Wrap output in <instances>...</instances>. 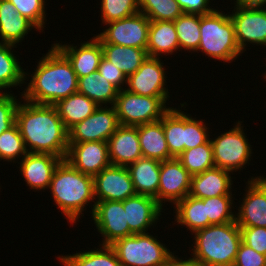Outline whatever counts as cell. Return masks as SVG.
I'll return each mask as SVG.
<instances>
[{
  "mask_svg": "<svg viewBox=\"0 0 266 266\" xmlns=\"http://www.w3.org/2000/svg\"><path fill=\"white\" fill-rule=\"evenodd\" d=\"M139 11L150 21H175L184 13L177 0H139Z\"/></svg>",
  "mask_w": 266,
  "mask_h": 266,
  "instance_id": "cell-36",
  "label": "cell"
},
{
  "mask_svg": "<svg viewBox=\"0 0 266 266\" xmlns=\"http://www.w3.org/2000/svg\"><path fill=\"white\" fill-rule=\"evenodd\" d=\"M177 51L181 50L174 21H150L147 55L161 58L163 54L172 55Z\"/></svg>",
  "mask_w": 266,
  "mask_h": 266,
  "instance_id": "cell-25",
  "label": "cell"
},
{
  "mask_svg": "<svg viewBox=\"0 0 266 266\" xmlns=\"http://www.w3.org/2000/svg\"><path fill=\"white\" fill-rule=\"evenodd\" d=\"M19 14L30 20L39 32L44 31L46 19L45 0H9ZM42 30V31H40Z\"/></svg>",
  "mask_w": 266,
  "mask_h": 266,
  "instance_id": "cell-40",
  "label": "cell"
},
{
  "mask_svg": "<svg viewBox=\"0 0 266 266\" xmlns=\"http://www.w3.org/2000/svg\"><path fill=\"white\" fill-rule=\"evenodd\" d=\"M14 47L17 48L12 44L0 43V93H10L9 91L3 92V89L27 84L25 80L28 79L27 75L31 74L21 67L19 59L17 60L12 51Z\"/></svg>",
  "mask_w": 266,
  "mask_h": 266,
  "instance_id": "cell-31",
  "label": "cell"
},
{
  "mask_svg": "<svg viewBox=\"0 0 266 266\" xmlns=\"http://www.w3.org/2000/svg\"><path fill=\"white\" fill-rule=\"evenodd\" d=\"M161 161L141 157L127 166L137 194L154 197L158 202Z\"/></svg>",
  "mask_w": 266,
  "mask_h": 266,
  "instance_id": "cell-24",
  "label": "cell"
},
{
  "mask_svg": "<svg viewBox=\"0 0 266 266\" xmlns=\"http://www.w3.org/2000/svg\"><path fill=\"white\" fill-rule=\"evenodd\" d=\"M16 98L13 93H0V134L16 123V109L20 103Z\"/></svg>",
  "mask_w": 266,
  "mask_h": 266,
  "instance_id": "cell-42",
  "label": "cell"
},
{
  "mask_svg": "<svg viewBox=\"0 0 266 266\" xmlns=\"http://www.w3.org/2000/svg\"><path fill=\"white\" fill-rule=\"evenodd\" d=\"M226 133L220 134L216 139H211L215 167L227 170L233 174L245 169L252 156V145L246 138L242 122H238Z\"/></svg>",
  "mask_w": 266,
  "mask_h": 266,
  "instance_id": "cell-8",
  "label": "cell"
},
{
  "mask_svg": "<svg viewBox=\"0 0 266 266\" xmlns=\"http://www.w3.org/2000/svg\"><path fill=\"white\" fill-rule=\"evenodd\" d=\"M107 27L96 37L100 43H111L146 49L150 20L141 12L105 24Z\"/></svg>",
  "mask_w": 266,
  "mask_h": 266,
  "instance_id": "cell-9",
  "label": "cell"
},
{
  "mask_svg": "<svg viewBox=\"0 0 266 266\" xmlns=\"http://www.w3.org/2000/svg\"><path fill=\"white\" fill-rule=\"evenodd\" d=\"M242 242L256 252L266 255V228L240 227Z\"/></svg>",
  "mask_w": 266,
  "mask_h": 266,
  "instance_id": "cell-43",
  "label": "cell"
},
{
  "mask_svg": "<svg viewBox=\"0 0 266 266\" xmlns=\"http://www.w3.org/2000/svg\"><path fill=\"white\" fill-rule=\"evenodd\" d=\"M247 185L236 214L237 225L266 228V177L252 176Z\"/></svg>",
  "mask_w": 266,
  "mask_h": 266,
  "instance_id": "cell-16",
  "label": "cell"
},
{
  "mask_svg": "<svg viewBox=\"0 0 266 266\" xmlns=\"http://www.w3.org/2000/svg\"><path fill=\"white\" fill-rule=\"evenodd\" d=\"M191 256L203 266H233L242 242L236 221L195 231ZM194 245V246H193Z\"/></svg>",
  "mask_w": 266,
  "mask_h": 266,
  "instance_id": "cell-4",
  "label": "cell"
},
{
  "mask_svg": "<svg viewBox=\"0 0 266 266\" xmlns=\"http://www.w3.org/2000/svg\"><path fill=\"white\" fill-rule=\"evenodd\" d=\"M119 126L114 106H98L91 115L68 130V143L107 142Z\"/></svg>",
  "mask_w": 266,
  "mask_h": 266,
  "instance_id": "cell-10",
  "label": "cell"
},
{
  "mask_svg": "<svg viewBox=\"0 0 266 266\" xmlns=\"http://www.w3.org/2000/svg\"><path fill=\"white\" fill-rule=\"evenodd\" d=\"M102 24L130 17L139 11V0H101Z\"/></svg>",
  "mask_w": 266,
  "mask_h": 266,
  "instance_id": "cell-39",
  "label": "cell"
},
{
  "mask_svg": "<svg viewBox=\"0 0 266 266\" xmlns=\"http://www.w3.org/2000/svg\"><path fill=\"white\" fill-rule=\"evenodd\" d=\"M63 159L51 154L28 152L22 159L19 168L26 186L37 190L49 188L55 169Z\"/></svg>",
  "mask_w": 266,
  "mask_h": 266,
  "instance_id": "cell-19",
  "label": "cell"
},
{
  "mask_svg": "<svg viewBox=\"0 0 266 266\" xmlns=\"http://www.w3.org/2000/svg\"><path fill=\"white\" fill-rule=\"evenodd\" d=\"M109 158L112 165L128 166L143 157L138 126L120 125L108 139Z\"/></svg>",
  "mask_w": 266,
  "mask_h": 266,
  "instance_id": "cell-21",
  "label": "cell"
},
{
  "mask_svg": "<svg viewBox=\"0 0 266 266\" xmlns=\"http://www.w3.org/2000/svg\"><path fill=\"white\" fill-rule=\"evenodd\" d=\"M138 135L143 157L159 161L174 158L168 150L163 130V118L157 122L138 125Z\"/></svg>",
  "mask_w": 266,
  "mask_h": 266,
  "instance_id": "cell-26",
  "label": "cell"
},
{
  "mask_svg": "<svg viewBox=\"0 0 266 266\" xmlns=\"http://www.w3.org/2000/svg\"><path fill=\"white\" fill-rule=\"evenodd\" d=\"M65 160L78 171L92 177L111 165L108 144L101 141L69 143Z\"/></svg>",
  "mask_w": 266,
  "mask_h": 266,
  "instance_id": "cell-17",
  "label": "cell"
},
{
  "mask_svg": "<svg viewBox=\"0 0 266 266\" xmlns=\"http://www.w3.org/2000/svg\"><path fill=\"white\" fill-rule=\"evenodd\" d=\"M233 266H266V255L241 242Z\"/></svg>",
  "mask_w": 266,
  "mask_h": 266,
  "instance_id": "cell-45",
  "label": "cell"
},
{
  "mask_svg": "<svg viewBox=\"0 0 266 266\" xmlns=\"http://www.w3.org/2000/svg\"><path fill=\"white\" fill-rule=\"evenodd\" d=\"M54 45L68 58L77 78L87 76L98 70L103 57V50L99 39L93 36L89 41L80 43L79 47L73 44L55 43Z\"/></svg>",
  "mask_w": 266,
  "mask_h": 266,
  "instance_id": "cell-20",
  "label": "cell"
},
{
  "mask_svg": "<svg viewBox=\"0 0 266 266\" xmlns=\"http://www.w3.org/2000/svg\"><path fill=\"white\" fill-rule=\"evenodd\" d=\"M101 46L103 56L119 68L126 77L135 73L148 56L146 49L111 43H101Z\"/></svg>",
  "mask_w": 266,
  "mask_h": 266,
  "instance_id": "cell-28",
  "label": "cell"
},
{
  "mask_svg": "<svg viewBox=\"0 0 266 266\" xmlns=\"http://www.w3.org/2000/svg\"><path fill=\"white\" fill-rule=\"evenodd\" d=\"M163 130L170 154L177 158L185 150V113L171 108L163 116Z\"/></svg>",
  "mask_w": 266,
  "mask_h": 266,
  "instance_id": "cell-33",
  "label": "cell"
},
{
  "mask_svg": "<svg viewBox=\"0 0 266 266\" xmlns=\"http://www.w3.org/2000/svg\"><path fill=\"white\" fill-rule=\"evenodd\" d=\"M161 61L160 57L147 56L135 73L127 77L125 89L141 96L170 97L165 87L167 71Z\"/></svg>",
  "mask_w": 266,
  "mask_h": 266,
  "instance_id": "cell-11",
  "label": "cell"
},
{
  "mask_svg": "<svg viewBox=\"0 0 266 266\" xmlns=\"http://www.w3.org/2000/svg\"><path fill=\"white\" fill-rule=\"evenodd\" d=\"M21 97L36 104L55 105L78 92V78L68 58L53 44L43 55Z\"/></svg>",
  "mask_w": 266,
  "mask_h": 266,
  "instance_id": "cell-2",
  "label": "cell"
},
{
  "mask_svg": "<svg viewBox=\"0 0 266 266\" xmlns=\"http://www.w3.org/2000/svg\"><path fill=\"white\" fill-rule=\"evenodd\" d=\"M78 92L87 96L99 106H114L118 89L105 79L97 70L92 74L78 78Z\"/></svg>",
  "mask_w": 266,
  "mask_h": 266,
  "instance_id": "cell-29",
  "label": "cell"
},
{
  "mask_svg": "<svg viewBox=\"0 0 266 266\" xmlns=\"http://www.w3.org/2000/svg\"><path fill=\"white\" fill-rule=\"evenodd\" d=\"M91 217L103 237L102 245H111L118 239L129 236L123 201H96Z\"/></svg>",
  "mask_w": 266,
  "mask_h": 266,
  "instance_id": "cell-14",
  "label": "cell"
},
{
  "mask_svg": "<svg viewBox=\"0 0 266 266\" xmlns=\"http://www.w3.org/2000/svg\"><path fill=\"white\" fill-rule=\"evenodd\" d=\"M177 159L192 176L215 167L210 140L205 144L184 150Z\"/></svg>",
  "mask_w": 266,
  "mask_h": 266,
  "instance_id": "cell-35",
  "label": "cell"
},
{
  "mask_svg": "<svg viewBox=\"0 0 266 266\" xmlns=\"http://www.w3.org/2000/svg\"><path fill=\"white\" fill-rule=\"evenodd\" d=\"M180 49L197 52L200 42V14L183 13L175 21Z\"/></svg>",
  "mask_w": 266,
  "mask_h": 266,
  "instance_id": "cell-34",
  "label": "cell"
},
{
  "mask_svg": "<svg viewBox=\"0 0 266 266\" xmlns=\"http://www.w3.org/2000/svg\"><path fill=\"white\" fill-rule=\"evenodd\" d=\"M110 246L122 266H164L173 253L149 232L118 239Z\"/></svg>",
  "mask_w": 266,
  "mask_h": 266,
  "instance_id": "cell-6",
  "label": "cell"
},
{
  "mask_svg": "<svg viewBox=\"0 0 266 266\" xmlns=\"http://www.w3.org/2000/svg\"><path fill=\"white\" fill-rule=\"evenodd\" d=\"M235 6L243 8H266V0H234Z\"/></svg>",
  "mask_w": 266,
  "mask_h": 266,
  "instance_id": "cell-48",
  "label": "cell"
},
{
  "mask_svg": "<svg viewBox=\"0 0 266 266\" xmlns=\"http://www.w3.org/2000/svg\"><path fill=\"white\" fill-rule=\"evenodd\" d=\"M235 28L237 44L242 52L247 44L266 46V8L234 6L229 14Z\"/></svg>",
  "mask_w": 266,
  "mask_h": 266,
  "instance_id": "cell-12",
  "label": "cell"
},
{
  "mask_svg": "<svg viewBox=\"0 0 266 266\" xmlns=\"http://www.w3.org/2000/svg\"><path fill=\"white\" fill-rule=\"evenodd\" d=\"M192 175L177 158L161 161L158 203L169 202L175 205L189 195ZM164 201V202H163Z\"/></svg>",
  "mask_w": 266,
  "mask_h": 266,
  "instance_id": "cell-15",
  "label": "cell"
},
{
  "mask_svg": "<svg viewBox=\"0 0 266 266\" xmlns=\"http://www.w3.org/2000/svg\"><path fill=\"white\" fill-rule=\"evenodd\" d=\"M203 120L185 113V150L205 144L210 140L209 127Z\"/></svg>",
  "mask_w": 266,
  "mask_h": 266,
  "instance_id": "cell-41",
  "label": "cell"
},
{
  "mask_svg": "<svg viewBox=\"0 0 266 266\" xmlns=\"http://www.w3.org/2000/svg\"><path fill=\"white\" fill-rule=\"evenodd\" d=\"M232 197V195H220L202 199L205 203L209 226L236 221V215L232 211V208L234 210V206H232L234 205V199Z\"/></svg>",
  "mask_w": 266,
  "mask_h": 266,
  "instance_id": "cell-37",
  "label": "cell"
},
{
  "mask_svg": "<svg viewBox=\"0 0 266 266\" xmlns=\"http://www.w3.org/2000/svg\"><path fill=\"white\" fill-rule=\"evenodd\" d=\"M98 71L119 91L124 89V84H127L126 75L119 68L115 67L114 64L111 63V61L107 60L104 56L100 60Z\"/></svg>",
  "mask_w": 266,
  "mask_h": 266,
  "instance_id": "cell-44",
  "label": "cell"
},
{
  "mask_svg": "<svg viewBox=\"0 0 266 266\" xmlns=\"http://www.w3.org/2000/svg\"><path fill=\"white\" fill-rule=\"evenodd\" d=\"M34 28L37 29L9 0H0V43L16 46Z\"/></svg>",
  "mask_w": 266,
  "mask_h": 266,
  "instance_id": "cell-23",
  "label": "cell"
},
{
  "mask_svg": "<svg viewBox=\"0 0 266 266\" xmlns=\"http://www.w3.org/2000/svg\"><path fill=\"white\" fill-rule=\"evenodd\" d=\"M176 213L175 222L184 225L192 235L195 231L209 226V219L206 217L205 203L202 199L186 196L179 200L173 207Z\"/></svg>",
  "mask_w": 266,
  "mask_h": 266,
  "instance_id": "cell-30",
  "label": "cell"
},
{
  "mask_svg": "<svg viewBox=\"0 0 266 266\" xmlns=\"http://www.w3.org/2000/svg\"><path fill=\"white\" fill-rule=\"evenodd\" d=\"M95 201H124L136 195L127 166L109 165L93 177Z\"/></svg>",
  "mask_w": 266,
  "mask_h": 266,
  "instance_id": "cell-13",
  "label": "cell"
},
{
  "mask_svg": "<svg viewBox=\"0 0 266 266\" xmlns=\"http://www.w3.org/2000/svg\"><path fill=\"white\" fill-rule=\"evenodd\" d=\"M184 13L208 14L214 10L210 8V0H177Z\"/></svg>",
  "mask_w": 266,
  "mask_h": 266,
  "instance_id": "cell-46",
  "label": "cell"
},
{
  "mask_svg": "<svg viewBox=\"0 0 266 266\" xmlns=\"http://www.w3.org/2000/svg\"><path fill=\"white\" fill-rule=\"evenodd\" d=\"M99 248L57 258L64 266H122L110 245L100 243Z\"/></svg>",
  "mask_w": 266,
  "mask_h": 266,
  "instance_id": "cell-32",
  "label": "cell"
},
{
  "mask_svg": "<svg viewBox=\"0 0 266 266\" xmlns=\"http://www.w3.org/2000/svg\"><path fill=\"white\" fill-rule=\"evenodd\" d=\"M27 153L16 123L0 134V161L15 163L16 159L23 158Z\"/></svg>",
  "mask_w": 266,
  "mask_h": 266,
  "instance_id": "cell-38",
  "label": "cell"
},
{
  "mask_svg": "<svg viewBox=\"0 0 266 266\" xmlns=\"http://www.w3.org/2000/svg\"><path fill=\"white\" fill-rule=\"evenodd\" d=\"M48 189L61 214L72 225L83 215L90 202L94 203L91 205L93 214L96 205L93 177L78 171L67 160H62L55 169Z\"/></svg>",
  "mask_w": 266,
  "mask_h": 266,
  "instance_id": "cell-3",
  "label": "cell"
},
{
  "mask_svg": "<svg viewBox=\"0 0 266 266\" xmlns=\"http://www.w3.org/2000/svg\"><path fill=\"white\" fill-rule=\"evenodd\" d=\"M16 109V124L30 153L51 154L66 159L68 130L54 105L36 104L23 99Z\"/></svg>",
  "mask_w": 266,
  "mask_h": 266,
  "instance_id": "cell-1",
  "label": "cell"
},
{
  "mask_svg": "<svg viewBox=\"0 0 266 266\" xmlns=\"http://www.w3.org/2000/svg\"><path fill=\"white\" fill-rule=\"evenodd\" d=\"M169 97L141 96L124 89L118 91L114 103L120 125L138 126L160 121L172 108L167 107Z\"/></svg>",
  "mask_w": 266,
  "mask_h": 266,
  "instance_id": "cell-7",
  "label": "cell"
},
{
  "mask_svg": "<svg viewBox=\"0 0 266 266\" xmlns=\"http://www.w3.org/2000/svg\"><path fill=\"white\" fill-rule=\"evenodd\" d=\"M54 106L57 108L65 128L69 130L72 126L91 115L99 105L82 93L75 92L60 100Z\"/></svg>",
  "mask_w": 266,
  "mask_h": 266,
  "instance_id": "cell-27",
  "label": "cell"
},
{
  "mask_svg": "<svg viewBox=\"0 0 266 266\" xmlns=\"http://www.w3.org/2000/svg\"><path fill=\"white\" fill-rule=\"evenodd\" d=\"M214 9L200 15V42L198 51L212 59L231 63L243 53L236 41L234 24L223 11Z\"/></svg>",
  "mask_w": 266,
  "mask_h": 266,
  "instance_id": "cell-5",
  "label": "cell"
},
{
  "mask_svg": "<svg viewBox=\"0 0 266 266\" xmlns=\"http://www.w3.org/2000/svg\"><path fill=\"white\" fill-rule=\"evenodd\" d=\"M231 172L214 167L192 176L189 195L198 199L232 195Z\"/></svg>",
  "mask_w": 266,
  "mask_h": 266,
  "instance_id": "cell-22",
  "label": "cell"
},
{
  "mask_svg": "<svg viewBox=\"0 0 266 266\" xmlns=\"http://www.w3.org/2000/svg\"><path fill=\"white\" fill-rule=\"evenodd\" d=\"M174 255L175 254L172 253L168 257L164 266H203L194 256L192 258L189 257L188 259L185 258V260H183L182 258L180 259L178 255Z\"/></svg>",
  "mask_w": 266,
  "mask_h": 266,
  "instance_id": "cell-47",
  "label": "cell"
},
{
  "mask_svg": "<svg viewBox=\"0 0 266 266\" xmlns=\"http://www.w3.org/2000/svg\"><path fill=\"white\" fill-rule=\"evenodd\" d=\"M123 207L129 225V236L149 231L163 213L162 206L154 197L141 194L125 199Z\"/></svg>",
  "mask_w": 266,
  "mask_h": 266,
  "instance_id": "cell-18",
  "label": "cell"
}]
</instances>
